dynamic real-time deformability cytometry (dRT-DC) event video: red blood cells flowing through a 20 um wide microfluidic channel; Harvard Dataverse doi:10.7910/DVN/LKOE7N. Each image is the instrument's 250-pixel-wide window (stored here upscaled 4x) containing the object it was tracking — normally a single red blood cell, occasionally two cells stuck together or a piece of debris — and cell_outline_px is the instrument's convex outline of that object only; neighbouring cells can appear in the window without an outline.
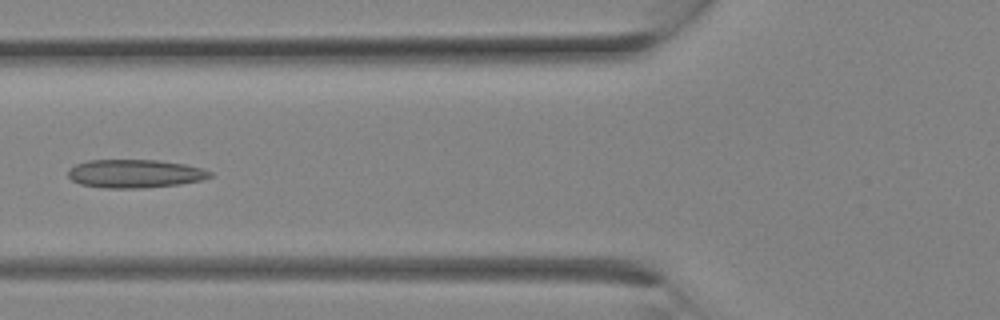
{"species": "Egyptian fruit bat (a non-hibernating species)", "species_latin": "Rousettus aegyptiacus", "temperature_condition": "room temperature", "stored_images_in_passage": 7, "camera_frame_rate_fps": 3000, "um_per_image_px": 0.085, "animal": {"sex": "female"}, "frame": {"image": 1, "passage_image": 6, "time_ms": 1.667, "image_size_px": [1000, 320], "cell_outline_px": [[212, 176], [200, 180], [180, 184], [144, 188], [104, 188], [80, 184], [72, 180], [68, 176], [68, 172], [76, 164], [88, 160], [156, 160], [184, 164], [200, 168], [212, 172]], "centroid_in_image_um": [11.46, 14.76], "position_along_channel_um": 114.3, "area_um2": 23.29}}